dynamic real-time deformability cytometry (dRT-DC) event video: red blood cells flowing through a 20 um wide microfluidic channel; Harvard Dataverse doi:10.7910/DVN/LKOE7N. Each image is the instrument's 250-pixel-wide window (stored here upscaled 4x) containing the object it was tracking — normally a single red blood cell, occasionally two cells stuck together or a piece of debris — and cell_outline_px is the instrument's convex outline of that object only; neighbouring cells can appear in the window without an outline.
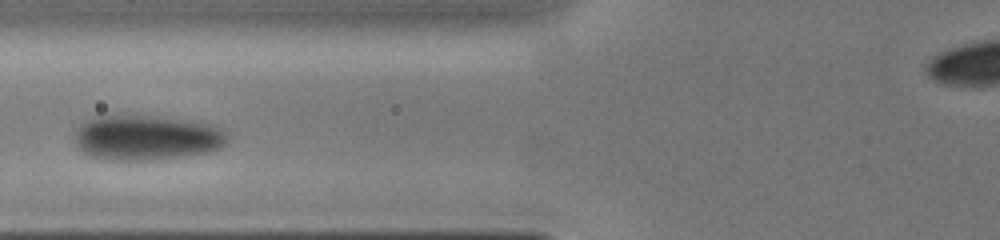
{"species": "human", "species_latin": "Homo sapiens", "temperature_condition": "cold", "stored_images_in_passage": 5, "camera_frame_rate_fps": 3000, "um_per_image_px": 0.085, "donor": {"sex": "male"}, "frame": {"image": 1, "passage_image": 4, "time_ms": 3.0, "image_size_px": [1000, 240], "cell_outline_px": [[228, 140], [220, 148], [212, 152], [184, 156], [148, 160], [112, 160], [92, 156], [84, 152], [76, 144], [76, 132], [80, 124], [84, 120], [92, 116], [112, 112], [136, 112], [200, 120], [216, 124], [228, 132]], "centroid_in_image_um": [12.51, 11.6], "position_along_channel_um": 113.3, "area_um2": 42.37}}
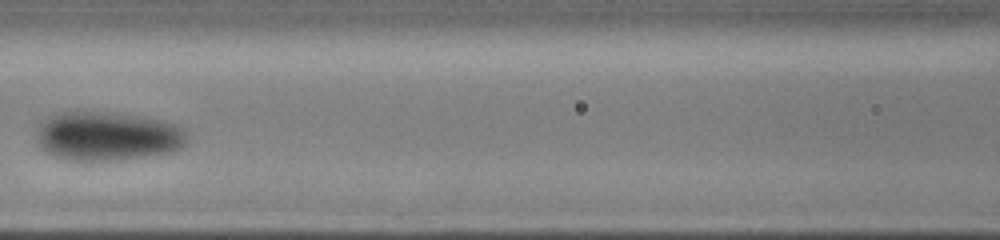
{"frame": {"image": 2, "passage_image": 5, "time_ms": 4.0, "image_size_px": [1000, 240], "cell_outline_px": [[188, 140], [180, 148], [172, 152], [116, 160], [72, 160], [52, 156], [44, 152], [36, 136], [36, 124], [40, 120], [48, 116], [60, 112], [112, 112], [140, 116], [180, 124], [188, 136]], "centroid_in_image_um": [9.11, 11.56], "position_along_channel_um": 157.5, "area_um2": 43.47}}